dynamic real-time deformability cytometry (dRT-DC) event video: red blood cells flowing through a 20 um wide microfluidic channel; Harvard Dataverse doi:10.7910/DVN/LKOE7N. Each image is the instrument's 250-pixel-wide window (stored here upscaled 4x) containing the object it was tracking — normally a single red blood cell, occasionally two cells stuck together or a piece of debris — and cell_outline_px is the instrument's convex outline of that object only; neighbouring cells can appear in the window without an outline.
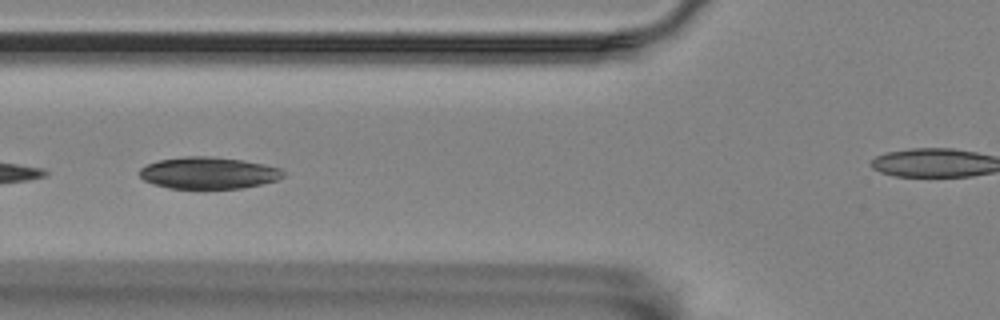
{"species": "Egyptian fruit bat (a non-hibernating species)", "species_latin": "Rousettus aegyptiacus", "temperature_condition": "room temperature", "stored_images_in_passage": 21, "camera_frame_rate_fps": 3000, "um_per_image_px": 0.085, "animal": {"sex": "female"}, "frame": {"image": 1, "passage_image": 9, "time_ms": 2.667, "image_size_px": [1000, 320], "cell_outline_px": [[284, 176], [276, 180], [244, 188], [168, 188], [144, 180], [140, 176], [140, 168], [148, 164], [160, 160], [184, 156], [208, 156], [240, 160], [280, 168], [284, 172]], "centroid_in_image_um": [17.71, 14.7], "position_along_channel_um": 108.1, "area_um2": 26.18}}